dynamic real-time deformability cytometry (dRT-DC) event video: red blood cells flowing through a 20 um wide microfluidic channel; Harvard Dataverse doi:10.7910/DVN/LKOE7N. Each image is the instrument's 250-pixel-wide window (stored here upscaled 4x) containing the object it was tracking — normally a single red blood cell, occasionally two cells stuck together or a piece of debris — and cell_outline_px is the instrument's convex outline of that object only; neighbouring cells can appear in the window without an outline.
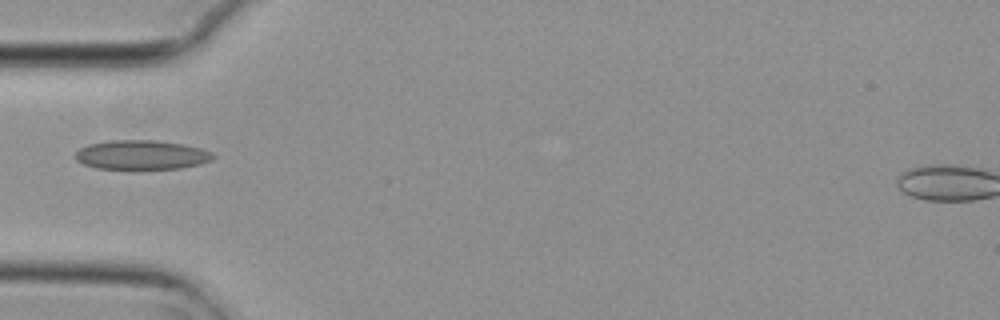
{"species": "common noctule bat (a hibernating species)", "species_latin": "Nyctalus noctula", "temperature_condition": "cold", "stored_images_in_passage": 5, "camera_frame_rate_fps": 3000, "um_per_image_px": 0.085, "animal": {"sex": "female", "body_mass_g": 29.2, "forearm_length_mm": 56.3}, "frame": {"image": 1, "passage_image": 2, "time_ms": 0.333, "image_size_px": [1000, 320], "cell_outline_px": [[216, 156], [212, 160], [200, 164], [180, 168], [96, 168], [84, 164], [76, 160], [76, 152], [80, 148], [88, 144], [112, 140], [156, 140], [184, 144], [200, 148], [212, 152]], "centroid_in_image_um": [12.06, 13.15], "position_along_channel_um": 72.9, "area_um2": 23.35}}
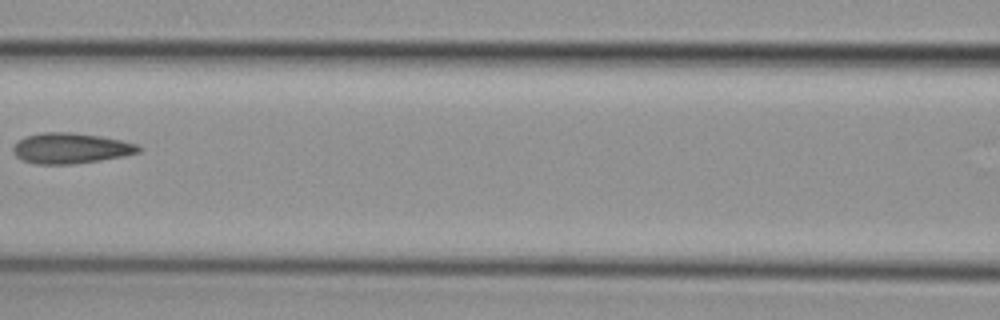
{"frame": {"image": 2, "passage_image": 4, "time_ms": 1.0, "image_size_px": [1000, 320], "cell_outline_px": [[144, 148], [140, 152], [124, 156], [100, 160], [72, 164], [36, 164], [20, 160], [12, 152], [12, 148], [20, 140], [28, 136], [44, 132], [72, 132], [100, 136], [140, 144]], "centroid_in_image_um": [6.05, 12.61], "position_along_channel_um": 160.6, "area_um2": 22.43}}
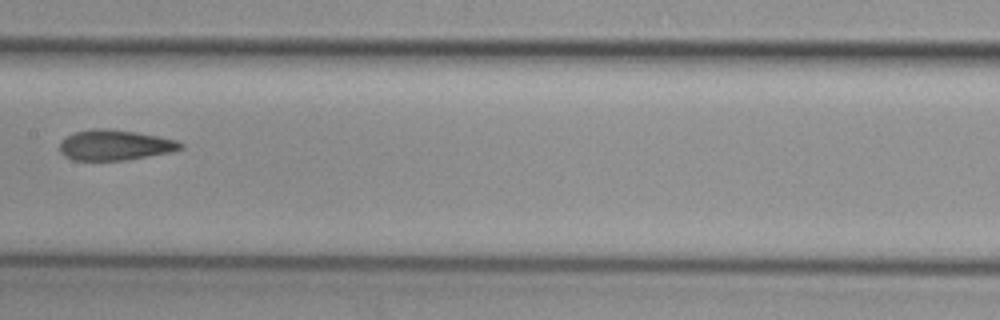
{"frame": {"image": 3, "passage_image": 5, "time_ms": 1.333, "image_size_px": [1000, 320], "cell_outline_px": [[184, 148], [168, 152], [148, 156], [124, 160], [72, 160], [64, 156], [60, 152], [60, 140], [64, 136], [76, 132], [92, 128], [108, 128], [136, 132], [176, 140], [184, 144]], "centroid_in_image_um": [9.71, 12.32], "position_along_channel_um": 197.7, "area_um2": 21.44}}